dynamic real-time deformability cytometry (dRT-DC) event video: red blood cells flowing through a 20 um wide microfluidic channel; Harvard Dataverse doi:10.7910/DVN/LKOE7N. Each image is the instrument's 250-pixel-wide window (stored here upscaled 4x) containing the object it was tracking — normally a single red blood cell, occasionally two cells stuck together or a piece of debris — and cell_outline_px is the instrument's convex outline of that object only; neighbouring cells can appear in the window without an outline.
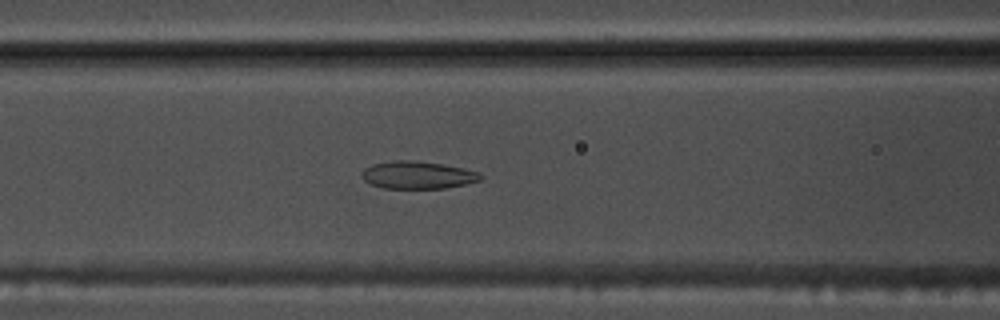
{"species": "common noctule bat (a hibernating species)", "species_latin": "Nyctalus noctula", "temperature_condition": "warm", "stored_images_in_passage": 52, "segment_of_instrument_passage": [1, 2], "camera_frame_rate_fps": 3000, "um_per_image_px": 0.085, "animal": {"sex": "male", "body_mass_g": 17.5, "forearm_length_mm": 52.3}, "frame": {"image": 1, "passage_image": 20, "time_ms": 6.333, "image_size_px": [1000, 320], "cell_outline_px": [[484, 176], [480, 180], [464, 184], [444, 188], [384, 188], [372, 184], [364, 180], [364, 168], [372, 164], [396, 160], [412, 160], [440, 164], [464, 168], [480, 172]], "centroid_in_image_um": [35.54, 14.87], "position_along_channel_um": 131.1, "area_um2": 18.79}}
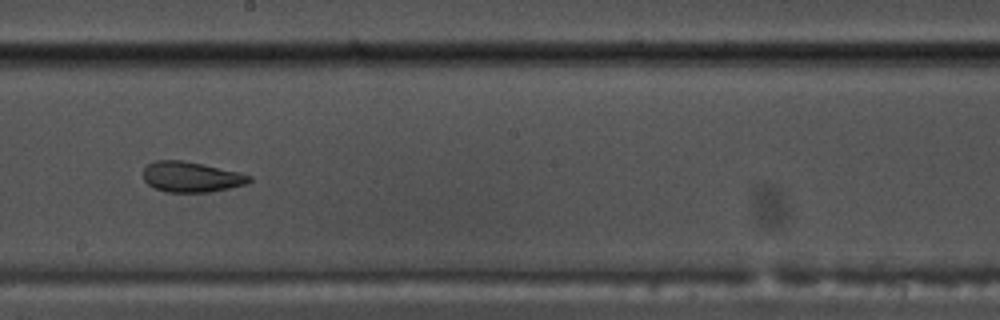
{"frame": {"image": 2, "passage_image": 28, "time_ms": 9.0, "image_size_px": [1000, 320], "cell_outline_px": [[252, 180], [244, 184], [228, 188], [208, 192], [164, 192], [148, 184], [144, 180], [144, 168], [148, 164], [156, 160], [184, 160], [240, 172], [252, 176]], "centroid_in_image_um": [16.25, 15.03], "position_along_channel_um": 231.9, "area_um2": 18.73}}
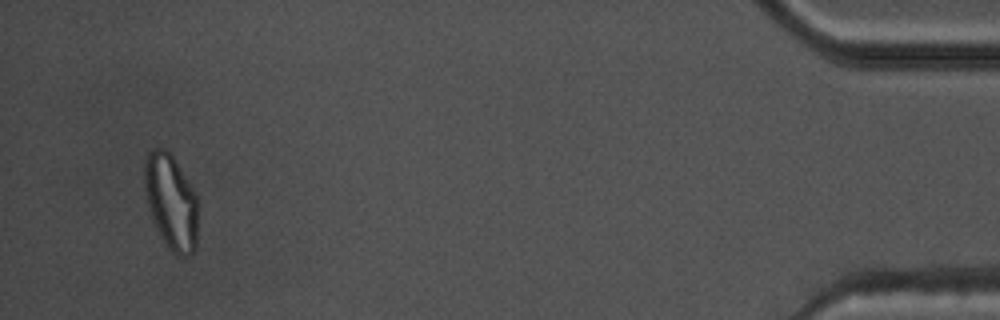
{"frame": {"image": 3, "passage_image": 49, "time_ms": 16.0, "image_size_px": [1000, 320], "cell_outline_px": [[196, 248], [188, 256], [176, 256], [168, 248], [160, 236], [148, 208], [144, 188], [144, 160], [148, 152], [152, 148], [164, 148], [172, 156], [192, 188], [196, 196]], "centroid_in_image_um": [14.5, 17.16], "position_along_channel_um": 420.7, "area_um2": 29.42}}